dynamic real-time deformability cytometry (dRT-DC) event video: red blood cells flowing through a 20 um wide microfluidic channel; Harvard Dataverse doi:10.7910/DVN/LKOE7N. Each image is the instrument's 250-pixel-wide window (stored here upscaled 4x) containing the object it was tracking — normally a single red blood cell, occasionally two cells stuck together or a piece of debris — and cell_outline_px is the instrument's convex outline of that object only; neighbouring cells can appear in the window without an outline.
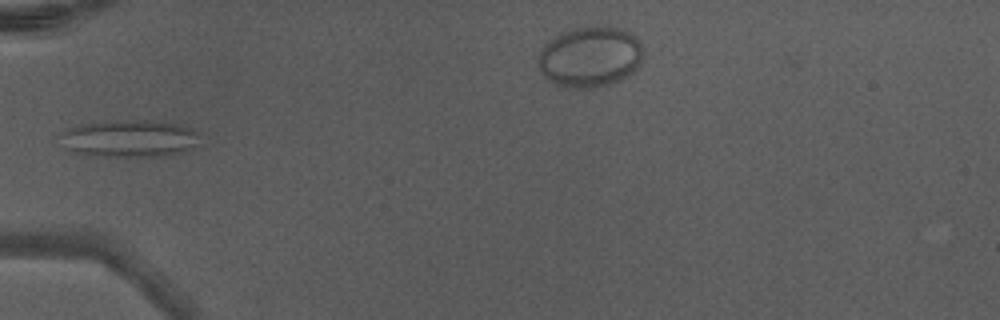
{"species": "Egyptian fruit bat (a non-hibernating species)", "species_latin": "Rousettus aegyptiacus", "temperature_condition": "warm", "stored_images_in_passage": 3, "camera_frame_rate_fps": 3000, "um_per_image_px": 0.085, "animal": {"sex": "male"}, "frame": {"image": 1, "passage_image": 2, "time_ms": 0.333, "image_size_px": [1000, 320], "cell_outline_px": [[204, 144], [184, 152], [164, 156], [108, 156], [68, 152], [64, 148], [56, 136], [64, 128], [80, 124], [124, 120], [148, 120], [180, 124], [192, 128], [196, 132]], "centroid_in_image_um": [10.99, 11.77], "position_along_channel_um": 74.0, "area_um2": 31.15}}